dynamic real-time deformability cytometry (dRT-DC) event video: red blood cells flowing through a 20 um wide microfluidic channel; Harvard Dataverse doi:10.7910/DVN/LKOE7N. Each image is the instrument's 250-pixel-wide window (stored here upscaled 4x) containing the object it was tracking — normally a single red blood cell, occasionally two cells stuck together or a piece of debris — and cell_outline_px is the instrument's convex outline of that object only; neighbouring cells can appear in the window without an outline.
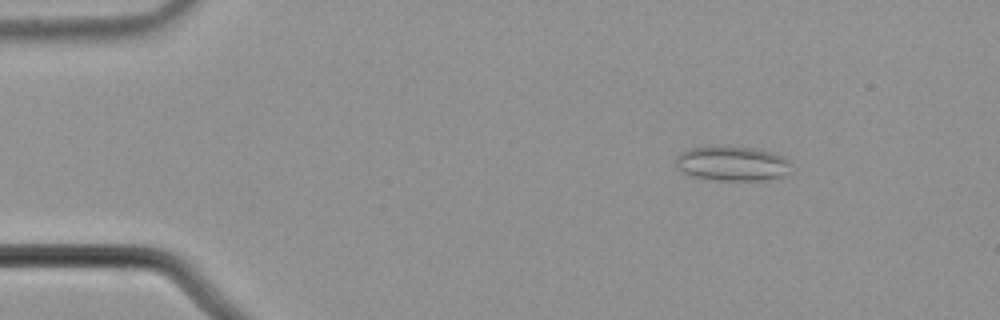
{"species": "common noctule bat (a hibernating species)", "species_latin": "Nyctalus noctula", "temperature_condition": "cold", "stored_images_in_passage": 37, "camera_frame_rate_fps": 3000, "um_per_image_px": 0.085, "animal": {"sex": "male", "body_mass_g": 21.5, "forearm_length_mm": 52.0}, "frame": {"image": 1, "passage_image": 2, "time_ms": 0.333, "image_size_px": [1000, 320], "cell_outline_px": [[792, 172], [784, 176], [764, 180], [716, 180], [692, 176], [676, 168], [676, 156], [680, 152], [688, 148], [712, 144], [720, 144], [752, 148], [772, 152], [784, 156], [788, 160]], "centroid_in_image_um": [62.22, 13.86], "position_along_channel_um": 22.8, "area_um2": 24.04}}
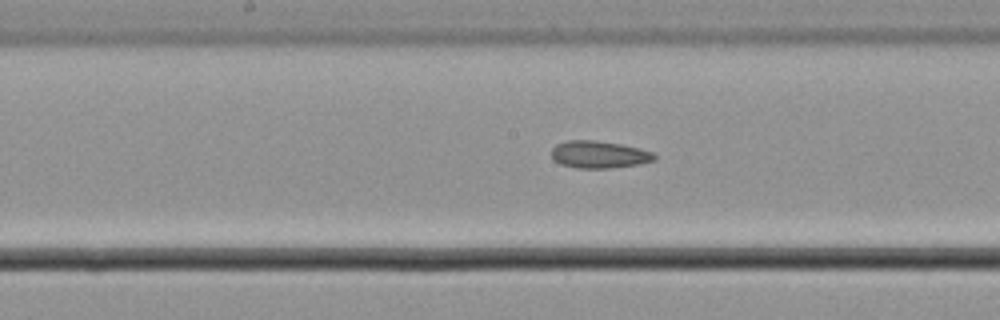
{"frame": {"image": 2, "passage_image": 23, "time_ms": 7.333, "image_size_px": [1000, 320], "cell_outline_px": [[656, 160], [640, 164], [612, 168], [576, 168], [560, 164], [552, 156], [552, 148], [556, 144], [568, 140], [596, 140], [620, 144], [640, 148], [652, 152], [656, 156]], "centroid_in_image_um": [50.94, 13.13], "position_along_channel_um": 197.3, "area_um2": 16.42}}
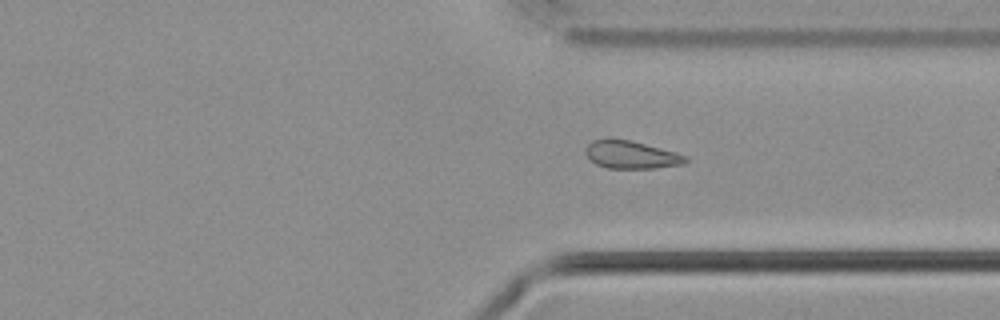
{"frame": {"image": 3, "passage_image": 36, "time_ms": 11.667, "image_size_px": [1000, 320], "cell_outline_px": [[688, 160], [684, 164], [652, 168], [608, 168], [596, 164], [584, 152], [588, 144], [592, 140], [604, 136], [612, 136], [632, 140], [676, 152], [688, 156]], "centroid_in_image_um": [53.62, 13.1], "position_along_channel_um": 357.8, "area_um2": 16.65}}